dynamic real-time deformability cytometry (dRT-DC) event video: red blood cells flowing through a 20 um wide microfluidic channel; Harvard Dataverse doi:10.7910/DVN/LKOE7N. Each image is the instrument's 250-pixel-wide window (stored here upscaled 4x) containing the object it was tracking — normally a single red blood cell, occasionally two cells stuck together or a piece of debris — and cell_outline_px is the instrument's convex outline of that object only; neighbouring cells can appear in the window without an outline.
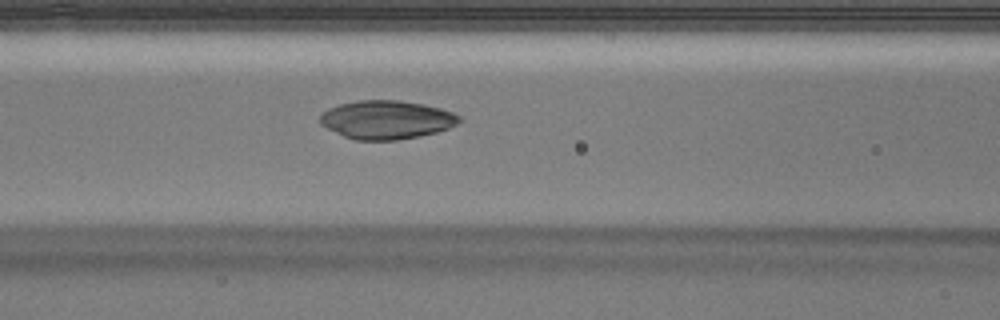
{"species": "Egyptian fruit bat (a non-hibernating species)", "species_latin": "Rousettus aegyptiacus", "temperature_condition": "warm", "stored_images_in_passage": 49, "camera_frame_rate_fps": 3000, "um_per_image_px": 0.085, "animal": {"sex": "male"}, "frame": {"image": 1, "passage_image": 22, "time_ms": 7.0, "image_size_px": [1000, 320], "cell_outline_px": [[460, 120], [456, 124], [448, 128], [436, 132], [420, 136], [396, 140], [356, 140], [344, 136], [320, 124], [320, 116], [328, 108], [340, 104], [356, 100], [400, 100], [424, 104], [440, 108], [452, 112], [460, 116]], "centroid_in_image_um": [32.85, 10.17], "position_along_channel_um": 133.7, "area_um2": 31.15}}
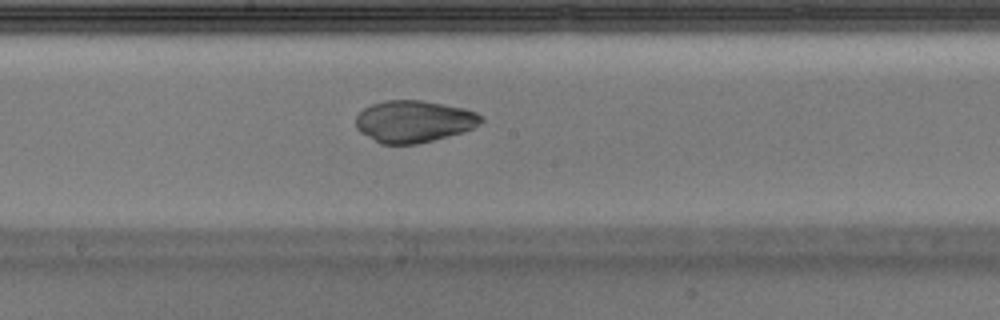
{"frame": {"image": 2, "passage_image": 28, "time_ms": 9.0, "image_size_px": [1000, 320], "cell_outline_px": [[484, 120], [472, 128], [460, 132], [432, 140], [416, 144], [380, 144], [360, 132], [356, 128], [356, 116], [364, 108], [372, 104], [384, 100], [420, 100], [464, 108], [476, 112], [484, 116]], "centroid_in_image_um": [35.15, 10.31], "position_along_channel_um": 213.0, "area_um2": 30.46}}